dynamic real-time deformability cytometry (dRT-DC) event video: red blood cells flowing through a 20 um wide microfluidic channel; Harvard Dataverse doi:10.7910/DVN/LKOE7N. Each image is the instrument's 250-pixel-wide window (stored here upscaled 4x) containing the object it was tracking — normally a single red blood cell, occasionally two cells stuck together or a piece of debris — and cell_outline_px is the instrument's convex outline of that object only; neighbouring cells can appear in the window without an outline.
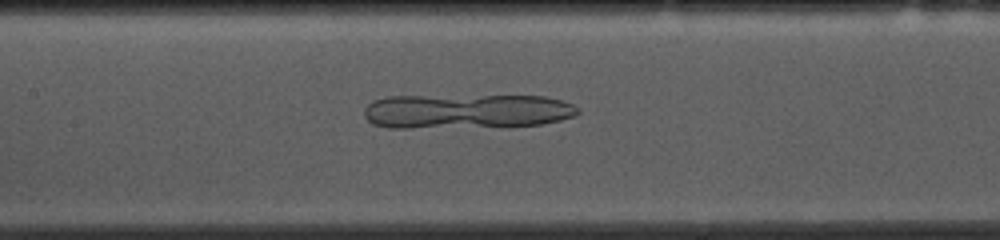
{"species": "common noctule bat (a hibernating species)", "species_latin": "Nyctalus noctula", "temperature_condition": "cold", "stored_images_in_passage": 51, "camera_frame_rate_fps": 3000, "um_per_image_px": 0.085, "animal": {"sex": "female", "body_mass_g": 10.0, "forearm_length_mm": 53.1}, "frame": {"image": 1, "passage_image": 22, "time_ms": 7.0, "image_size_px": [1000, 240], "cell_outline_px": [[580, 112], [576, 116], [560, 120], [540, 124], [408, 128], [388, 128], [372, 124], [364, 116], [364, 108], [372, 100], [388, 96], [544, 96], [560, 100], [572, 104], [580, 108]], "centroid_in_image_um": [39.61, 9.44], "position_along_channel_um": 167.8, "area_um2": 42.89}}